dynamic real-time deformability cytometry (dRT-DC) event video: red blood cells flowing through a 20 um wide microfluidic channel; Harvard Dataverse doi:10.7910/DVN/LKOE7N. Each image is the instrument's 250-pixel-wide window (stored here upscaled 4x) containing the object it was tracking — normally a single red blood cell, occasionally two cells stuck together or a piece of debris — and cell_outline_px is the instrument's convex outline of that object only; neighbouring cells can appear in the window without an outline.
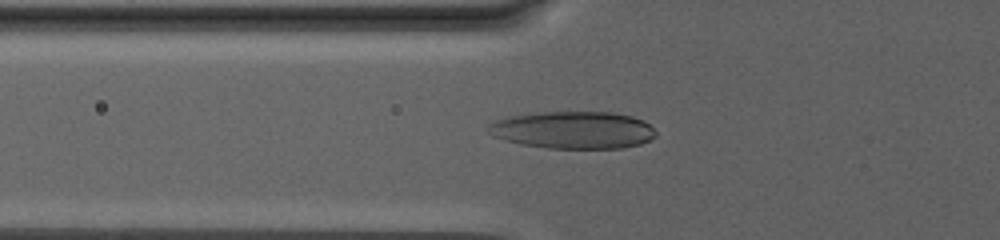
{"species": "human", "species_latin": "Homo sapiens", "temperature_condition": "warm", "stored_images_in_passage": 62, "camera_frame_rate_fps": 3000, "um_per_image_px": 0.085, "donor": {"sex": "male"}, "frame": {"image": 1, "passage_image": 11, "time_ms": 3.333, "image_size_px": [1000, 240], "cell_outline_px": [[656, 136], [640, 144], [620, 148], [548, 148], [524, 144], [504, 140], [492, 136], [484, 128], [488, 124], [496, 120], [508, 116], [528, 112], [612, 112], [632, 116], [644, 120], [656, 132]], "centroid_in_image_um": [48.66, 11.03], "position_along_channel_um": 77.1, "area_um2": 36.7}}
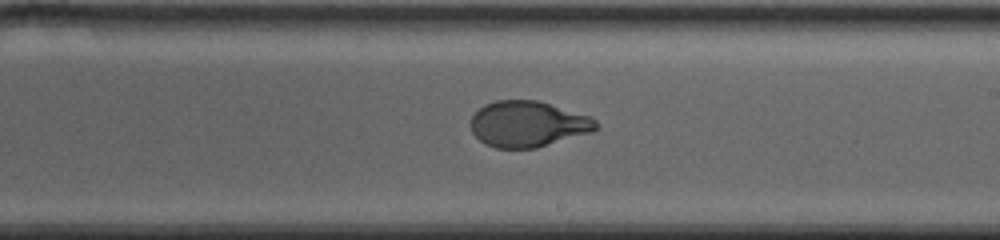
{"frame": {"image": 2, "passage_image": 31, "time_ms": 10.0, "image_size_px": [1000, 240], "cell_outline_px": [[600, 128], [592, 132], [536, 148], [496, 148], [484, 144], [472, 132], [472, 116], [484, 104], [496, 100], [536, 100], [592, 116], [600, 124]], "centroid_in_image_um": [44.92, 10.54], "position_along_channel_um": 244.1, "area_um2": 33.64}}
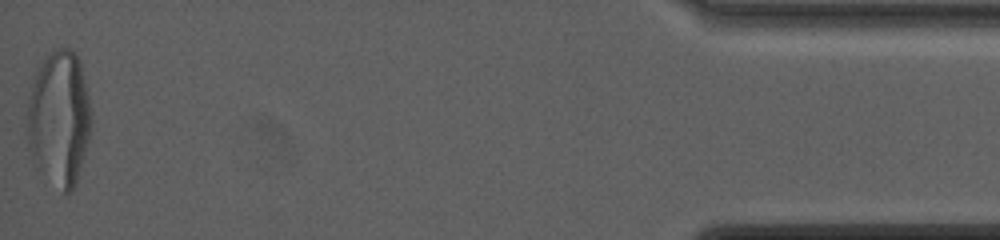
{"frame": {"image": 3, "passage_image": 62, "time_ms": 20.333, "image_size_px": [1000, 240], "cell_outline_px": [[92, 124], [88, 140], [76, 184], [68, 196], [40, 168], [28, 148], [28, 104], [36, 68], [44, 56], [52, 48], [68, 48], [80, 60], [92, 108]], "centroid_in_image_um": [5.06, 9.97], "position_along_channel_um": 430.1, "area_um2": 50.29}, "authors_computed_cell_mechanics": {"area_um2": 35.3447, "velocity_mm_per_s": 2.5258, "shape_relaxation_time_tau1_ms": 10.4184, "shape_relaxation_time_tau2_ms": null, "deformation_change_tau1": 0.3072, "deformation_change_tau2": null}}